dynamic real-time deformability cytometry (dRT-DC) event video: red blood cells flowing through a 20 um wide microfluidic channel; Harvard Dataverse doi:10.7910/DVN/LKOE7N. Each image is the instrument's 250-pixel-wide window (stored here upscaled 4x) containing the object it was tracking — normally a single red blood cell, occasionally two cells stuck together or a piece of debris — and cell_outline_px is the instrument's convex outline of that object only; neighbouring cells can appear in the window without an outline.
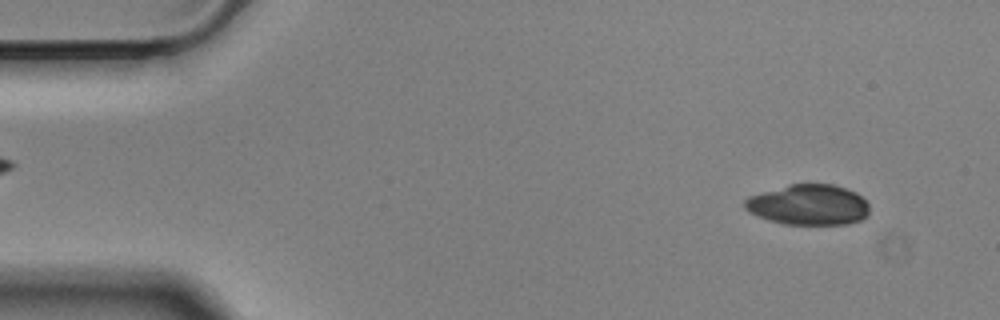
{"species": "Egyptian fruit bat (a non-hibernating species)", "species_latin": "Rousettus aegyptiacus", "temperature_condition": "cold", "stored_images_in_passage": 55, "camera_frame_rate_fps": 3000, "um_per_image_px": 0.085, "animal": {"sex": "male"}, "frame": {"image": 1, "passage_image": 4, "time_ms": 1.0, "image_size_px": [1000, 320], "cell_outline_px": [[868, 216], [860, 220], [848, 224], [784, 224], [768, 220], [748, 212], [744, 208], [744, 200], [748, 196], [788, 184], [832, 184], [856, 192], [868, 204]], "centroid_in_image_um": [68.69, 17.41], "position_along_channel_um": 16.3, "area_um2": 29.48}}
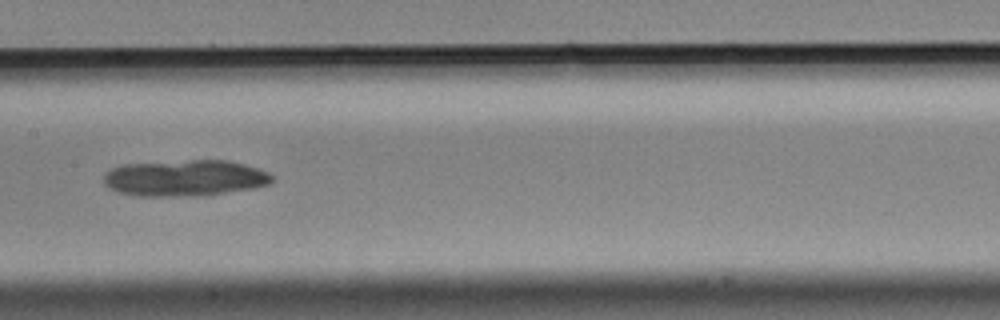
{"frame": {"image": 2, "passage_image": 27, "time_ms": 8.667, "image_size_px": [1000, 320], "cell_outline_px": [[276, 180], [272, 184], [256, 188], [200, 196], [140, 196], [120, 192], [108, 188], [104, 184], [104, 176], [112, 168], [124, 164], [192, 160], [228, 160], [244, 164], [268, 172]], "centroid_in_image_um": [15.77, 15.14], "position_along_channel_um": 191.6, "area_um2": 35.72}}
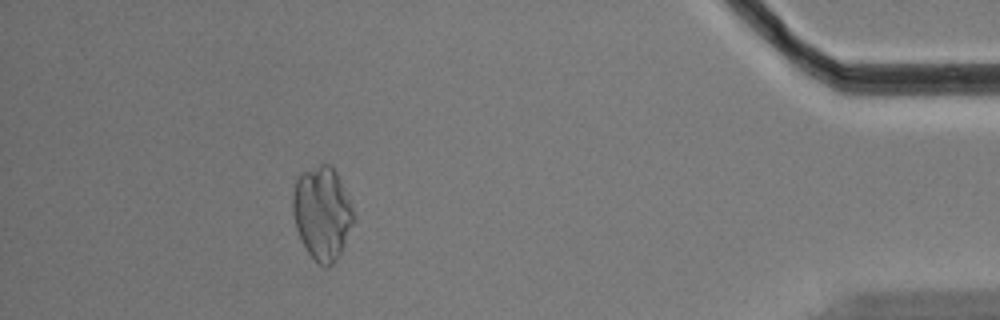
{"frame": {"image": 3, "passage_image": 50, "time_ms": 16.333, "image_size_px": [1000, 320], "cell_outline_px": [[356, 220], [340, 256], [328, 268], [324, 268], [308, 252], [296, 228], [292, 212], [292, 192], [296, 180], [300, 172], [320, 164], [328, 164], [336, 172], [340, 180], [352, 208]], "centroid_in_image_um": [27.39, 18.13], "position_along_channel_um": 407.8, "area_um2": 33.18}}